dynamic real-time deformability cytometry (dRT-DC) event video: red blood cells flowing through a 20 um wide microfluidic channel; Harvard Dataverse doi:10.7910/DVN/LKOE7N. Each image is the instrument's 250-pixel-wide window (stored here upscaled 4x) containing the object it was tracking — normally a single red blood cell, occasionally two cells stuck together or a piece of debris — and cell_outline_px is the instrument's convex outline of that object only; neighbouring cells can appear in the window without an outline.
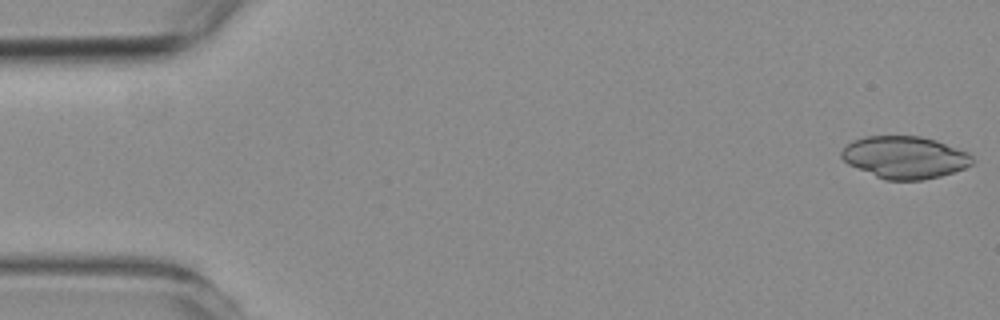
{"species": "common noctule bat (a hibernating species)", "species_latin": "Nyctalus noctula", "temperature_condition": "room temperature", "stored_images_in_passage": 56, "camera_frame_rate_fps": 3000, "um_per_image_px": 0.085, "animal": {"sex": "female", "body_mass_g": 19.3, "forearm_length_mm": 54.1}, "frame": {"image": 1, "passage_image": 1, "time_ms": 0.0, "image_size_px": [1000, 320], "cell_outline_px": [[972, 164], [964, 168], [940, 176], [924, 180], [884, 180], [848, 164], [840, 156], [840, 152], [852, 140], [864, 136], [920, 136], [936, 140], [968, 152], [972, 156]], "centroid_in_image_um": [76.89, 13.37], "position_along_channel_um": 8.1, "area_um2": 32.19}}